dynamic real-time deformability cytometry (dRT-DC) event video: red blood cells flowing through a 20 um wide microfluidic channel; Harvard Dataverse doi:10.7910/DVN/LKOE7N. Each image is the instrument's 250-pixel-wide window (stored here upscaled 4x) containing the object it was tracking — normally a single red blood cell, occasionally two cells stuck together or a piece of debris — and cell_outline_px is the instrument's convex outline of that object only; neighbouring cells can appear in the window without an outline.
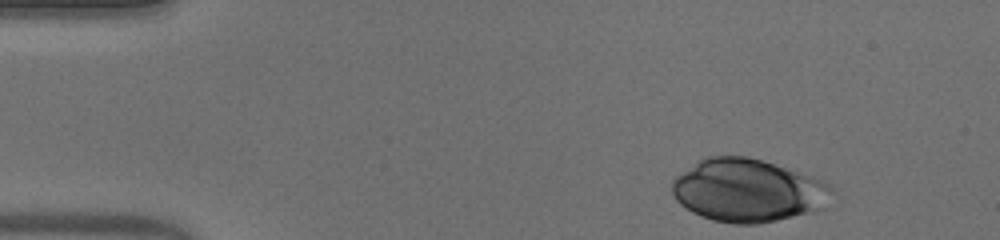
{"species": "human", "species_latin": "Homo sapiens", "temperature_condition": "warm", "stored_images_in_passage": 47, "camera_frame_rate_fps": 3000, "um_per_image_px": 0.085, "donor": {"sex": "male"}, "frame": {"image": 1, "passage_image": 1, "time_ms": 0.0, "image_size_px": [1000, 240], "cell_outline_px": [[832, 188], [820, 208], [792, 216], [760, 224], [732, 224], [712, 220], [700, 216], [692, 212], [680, 204], [676, 200], [672, 192], [672, 180], [676, 176], [700, 160], [708, 156], [748, 156], [812, 176], [832, 184]], "centroid_in_image_um": [63.49, 16.19], "position_along_channel_um": 21.5, "area_um2": 57.86}}
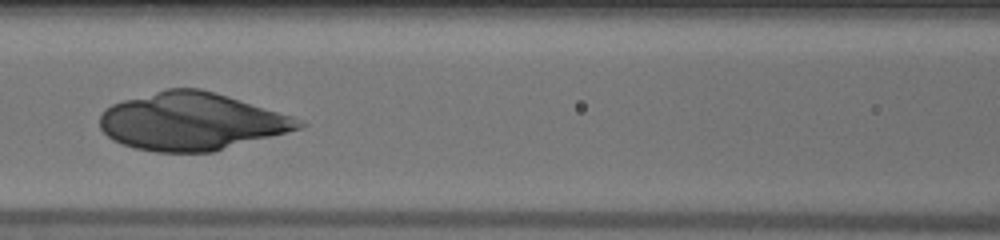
{"frame": {"image": 2, "passage_image": 18, "time_ms": 5.667, "image_size_px": [1000, 240], "cell_outline_px": [[308, 124], [300, 128], [212, 152], [156, 152], [136, 148], [112, 140], [100, 128], [100, 116], [112, 104], [124, 100], [168, 88], [200, 88], [216, 92], [292, 116]], "centroid_in_image_um": [16.26, 10.32], "position_along_channel_um": 150.3, "area_um2": 66.07}}